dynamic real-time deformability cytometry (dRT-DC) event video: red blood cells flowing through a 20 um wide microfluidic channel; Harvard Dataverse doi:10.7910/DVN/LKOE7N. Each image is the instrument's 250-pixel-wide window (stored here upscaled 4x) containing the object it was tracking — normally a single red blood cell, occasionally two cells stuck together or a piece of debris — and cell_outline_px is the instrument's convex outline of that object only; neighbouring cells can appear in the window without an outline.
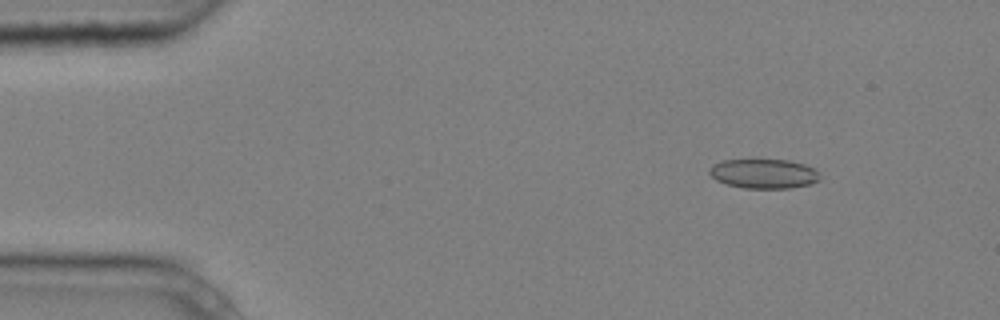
{"species": "common noctule bat (a hibernating species)", "species_latin": "Nyctalus noctula", "temperature_condition": "cold", "stored_images_in_passage": 5, "camera_frame_rate_fps": 3000, "um_per_image_px": 0.085, "animal": {"sex": "male", "body_mass_g": 20.4}, "frame": {"image": 1, "passage_image": 2, "time_ms": 0.333, "image_size_px": [1000, 320], "cell_outline_px": [[820, 180], [812, 184], [792, 188], [744, 188], [728, 184], [716, 180], [708, 172], [708, 168], [712, 164], [724, 160], [788, 160], [804, 164], [812, 168], [820, 176]], "centroid_in_image_um": [64.91, 14.77], "position_along_channel_um": 20.1, "area_um2": 18.96}}
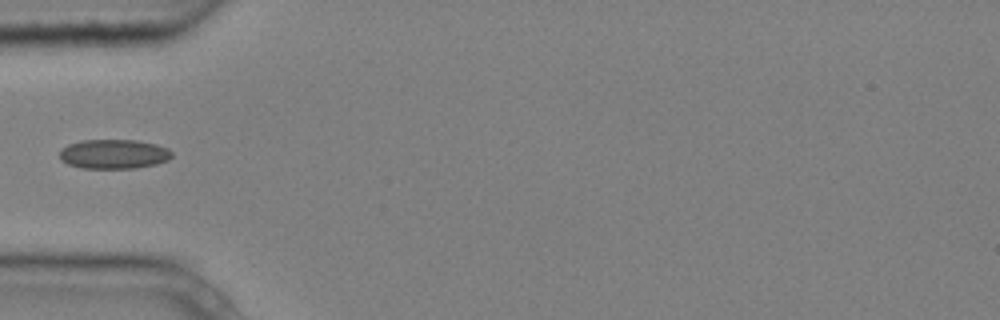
{"frame": {"image": 2, "passage_image": 4, "time_ms": 1.0, "image_size_px": [1000, 320], "cell_outline_px": [[172, 156], [168, 160], [156, 164], [136, 168], [80, 168], [68, 164], [60, 160], [60, 148], [68, 144], [80, 140], [136, 140], [156, 144], [168, 148], [172, 152]], "centroid_in_image_um": [9.65, 13.09], "position_along_channel_um": 75.3, "area_um2": 19.42}}
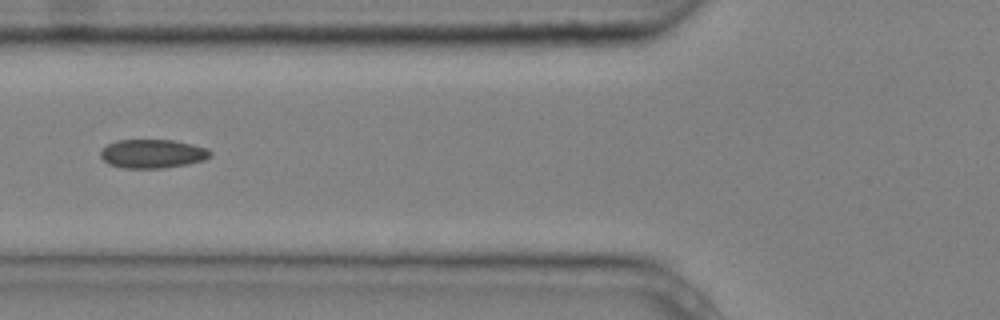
{"frame": {"image": 3, "passage_image": 5, "time_ms": 1.333, "image_size_px": [1000, 320], "cell_outline_px": [[212, 156], [204, 160], [188, 164], [160, 168], [124, 168], [108, 164], [100, 156], [100, 152], [108, 144], [116, 140], [172, 140], [192, 144], [208, 148], [212, 152]], "centroid_in_image_um": [12.99, 13.06], "position_along_channel_um": 112.8, "area_um2": 18.44}}